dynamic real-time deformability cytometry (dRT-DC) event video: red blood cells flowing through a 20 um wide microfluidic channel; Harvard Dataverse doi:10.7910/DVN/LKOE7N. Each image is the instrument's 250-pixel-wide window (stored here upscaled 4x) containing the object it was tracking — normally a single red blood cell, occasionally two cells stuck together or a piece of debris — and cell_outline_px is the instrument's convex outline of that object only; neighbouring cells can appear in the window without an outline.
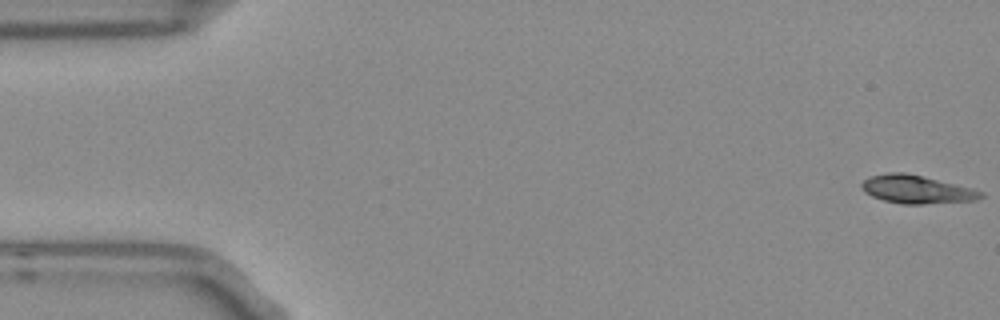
{"species": "Egyptian fruit bat (a non-hibernating species)", "species_latin": "Rousettus aegyptiacus", "temperature_condition": "room temperature", "stored_images_in_passage": 8, "camera_frame_rate_fps": 3000, "um_per_image_px": 0.085, "frame": {"image": 1, "passage_image": 1, "time_ms": 0.0, "image_size_px": [1000, 320], "cell_outline_px": [[984, 196], [976, 200], [924, 204], [900, 204], [884, 200], [872, 196], [864, 192], [860, 188], [860, 184], [868, 176], [888, 172], [904, 172], [924, 176], [984, 192]], "centroid_in_image_um": [77.85, 16.09], "position_along_channel_um": 7.2, "area_um2": 19.59}}